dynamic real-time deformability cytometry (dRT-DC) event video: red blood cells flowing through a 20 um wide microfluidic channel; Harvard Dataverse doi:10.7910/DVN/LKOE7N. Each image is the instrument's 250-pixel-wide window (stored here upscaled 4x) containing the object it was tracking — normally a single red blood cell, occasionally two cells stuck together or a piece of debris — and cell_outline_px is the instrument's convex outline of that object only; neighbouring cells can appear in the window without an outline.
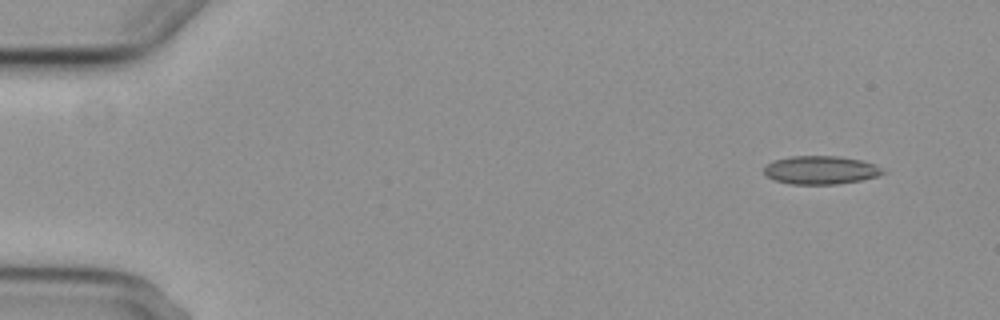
{"species": "common noctule bat (a hibernating species)", "species_latin": "Nyctalus noctula", "temperature_condition": "cold", "stored_images_in_passage": 5, "camera_frame_rate_fps": 3000, "um_per_image_px": 0.085, "animal": {"sex": "female", "body_mass_g": 29.2, "forearm_length_mm": 56.3}, "frame": {"image": 1, "passage_image": 1, "time_ms": 0.0, "image_size_px": [1000, 320], "cell_outline_px": [[888, 172], [876, 176], [860, 180], [836, 184], [788, 184], [772, 180], [764, 176], [764, 168], [768, 164], [776, 160], [792, 156], [840, 156], [864, 160], [876, 164]], "centroid_in_image_um": [69.77, 14.45], "position_along_channel_um": 15.2, "area_um2": 19.83}}
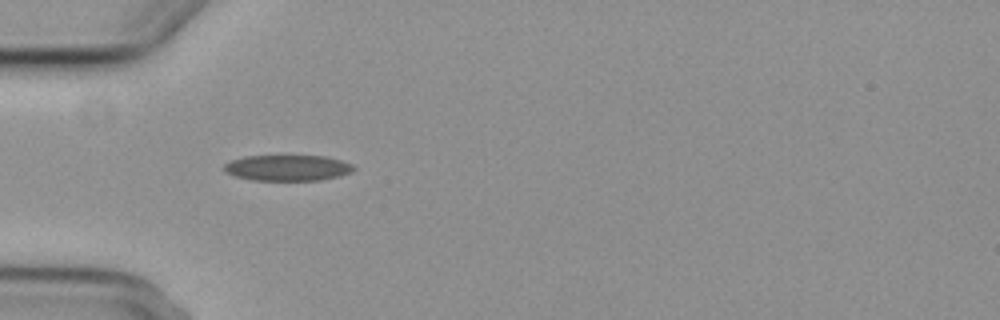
{"frame": {"image": 2, "passage_image": 4, "time_ms": 4.333, "image_size_px": [1000, 320], "cell_outline_px": [[356, 168], [352, 172], [340, 176], [320, 180], [252, 180], [236, 176], [224, 172], [224, 164], [232, 160], [244, 156], [324, 156], [340, 160], [352, 164]], "centroid_in_image_um": [24.45, 14.27], "position_along_channel_um": 60.5, "area_um2": 19.48}}